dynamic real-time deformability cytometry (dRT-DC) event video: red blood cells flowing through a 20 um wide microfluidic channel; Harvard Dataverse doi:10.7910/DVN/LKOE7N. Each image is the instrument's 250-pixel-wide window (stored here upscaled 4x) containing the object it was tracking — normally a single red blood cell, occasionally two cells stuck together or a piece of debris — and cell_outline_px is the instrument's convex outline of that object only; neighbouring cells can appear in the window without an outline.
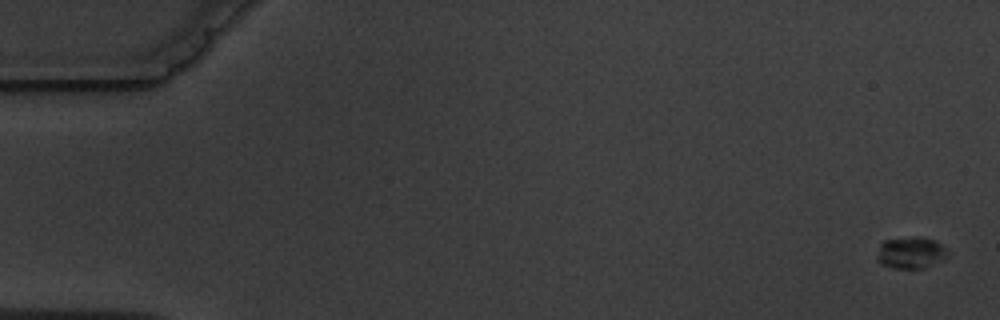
{"species": "common noctule bat (a hibernating species)", "species_latin": "Nyctalus noctula", "temperature_condition": "warm", "stored_images_in_passage": 5, "camera_frame_rate_fps": 3000, "um_per_image_px": 0.085, "animal": {"sex": "male", "body_mass_g": 19.5, "forearm_length_mm": 54.6}, "frame": {"image": 1, "passage_image": 1, "time_ms": 0.0, "image_size_px": [1000, 320], "cell_outline_px": [[948, 252], [944, 256], [924, 268], [892, 268], [876, 260], [876, 256], [880, 244], [884, 240], [920, 236], [936, 240]], "centroid_in_image_um": [77.35, 21.46], "position_along_channel_um": 7.7, "area_um2": 12.72}}
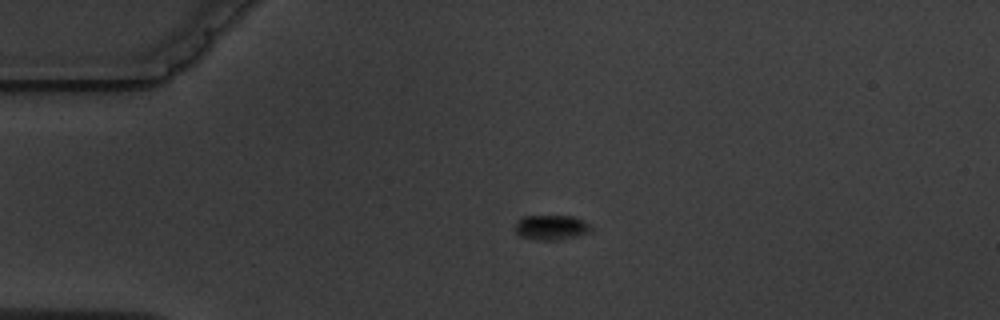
{"frame": {"image": 2, "passage_image": 4, "time_ms": 4.333, "image_size_px": [1000, 320], "cell_outline_px": [[592, 232], [560, 240], [540, 240], [520, 236], [516, 232], [516, 220], [520, 216], [572, 216], [584, 220], [592, 228]], "centroid_in_image_um": [46.86, 19.32], "position_along_channel_um": 38.1, "area_um2": 11.1}}